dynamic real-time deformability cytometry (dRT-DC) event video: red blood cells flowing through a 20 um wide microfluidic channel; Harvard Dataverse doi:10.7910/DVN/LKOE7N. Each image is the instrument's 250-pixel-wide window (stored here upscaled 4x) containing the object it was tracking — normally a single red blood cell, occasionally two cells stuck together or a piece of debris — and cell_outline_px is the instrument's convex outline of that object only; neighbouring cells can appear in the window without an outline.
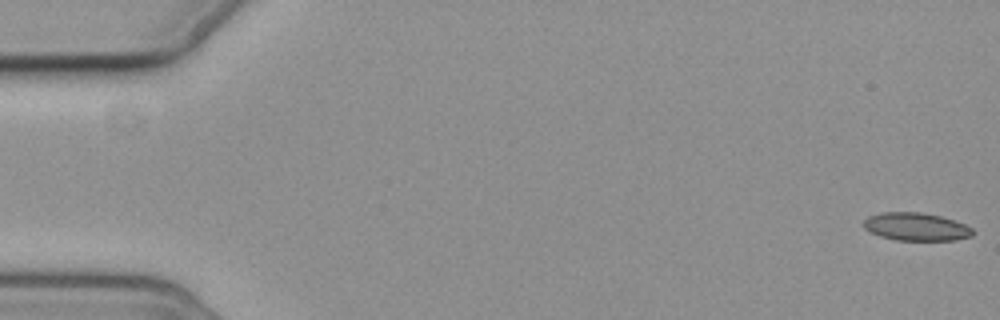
{"species": "common noctule bat (a hibernating species)", "species_latin": "Nyctalus noctula", "temperature_condition": "cold", "stored_images_in_passage": 5, "camera_frame_rate_fps": 3000, "um_per_image_px": 0.085, "animal": {"sex": "female", "body_mass_g": 19.3, "forearm_length_mm": 54.1}, "frame": {"image": 1, "passage_image": 1, "time_ms": 0.0, "image_size_px": [1000, 320], "cell_outline_px": [[972, 236], [956, 240], [896, 240], [880, 236], [864, 228], [864, 220], [868, 216], [884, 212], [920, 212], [940, 216], [964, 224], [972, 228]], "centroid_in_image_um": [77.86, 19.27], "position_along_channel_um": 7.1, "area_um2": 17.57}}
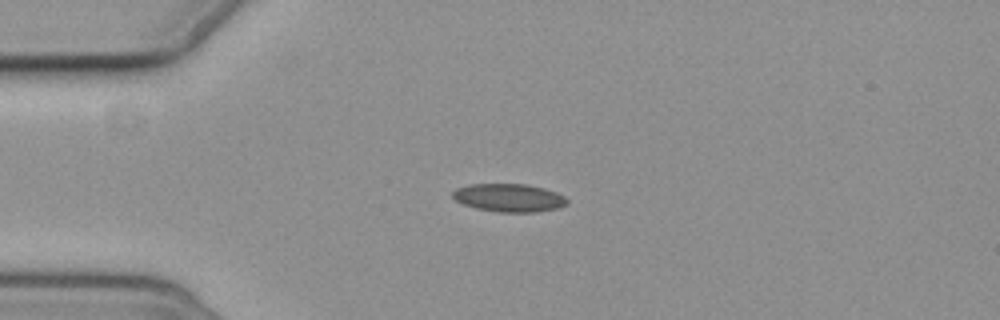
{"frame": {"image": 2, "passage_image": 4, "time_ms": 4.667, "image_size_px": [1000, 320], "cell_outline_px": [[568, 204], [560, 208], [536, 212], [496, 212], [476, 208], [464, 204], [456, 200], [452, 196], [452, 192], [456, 188], [468, 184], [528, 184], [544, 188], [556, 192], [564, 196], [568, 200]], "centroid_in_image_um": [43.29, 16.81], "position_along_channel_um": 41.7, "area_um2": 18.9}}